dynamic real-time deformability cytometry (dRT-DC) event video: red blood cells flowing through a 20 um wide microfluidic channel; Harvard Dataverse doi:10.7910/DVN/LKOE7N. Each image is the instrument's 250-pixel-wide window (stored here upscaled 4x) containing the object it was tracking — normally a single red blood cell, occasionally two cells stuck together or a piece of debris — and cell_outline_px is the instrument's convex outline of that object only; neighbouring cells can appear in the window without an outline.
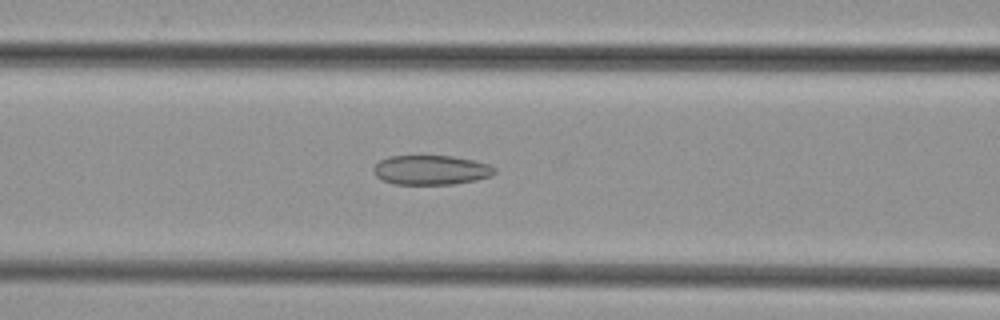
{"species": "common noctule bat (a hibernating species)", "species_latin": "Nyctalus noctula", "temperature_condition": "cold", "stored_images_in_passage": 44, "camera_frame_rate_fps": 3000, "um_per_image_px": 0.085, "animal": {"sex": "female", "body_mass_g": 29.2, "forearm_length_mm": 56.3}, "frame": {"image": 1, "passage_image": 16, "time_ms": 5.0, "image_size_px": [1000, 320], "cell_outline_px": [[496, 172], [492, 176], [476, 180], [452, 184], [392, 184], [376, 176], [372, 168], [380, 160], [388, 156], [452, 156], [472, 160], [488, 164], [496, 168]], "centroid_in_image_um": [36.64, 14.45], "position_along_channel_um": 130.0, "area_um2": 20.81}}
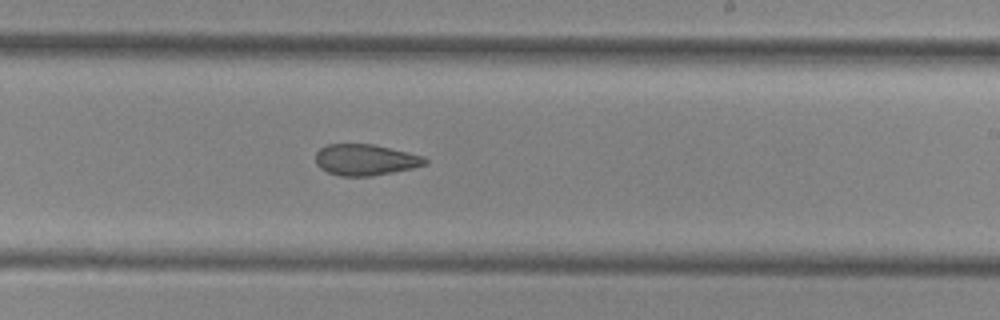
{"frame": {"image": 2, "passage_image": 25, "time_ms": 8.0, "image_size_px": [1000, 320], "cell_outline_px": [[428, 164], [412, 168], [372, 176], [340, 176], [328, 172], [320, 168], [316, 164], [316, 152], [320, 148], [328, 144], [372, 144], [408, 152], [424, 156], [428, 160]], "centroid_in_image_um": [31.06, 13.58], "position_along_channel_um": 257.9, "area_um2": 19.88}}
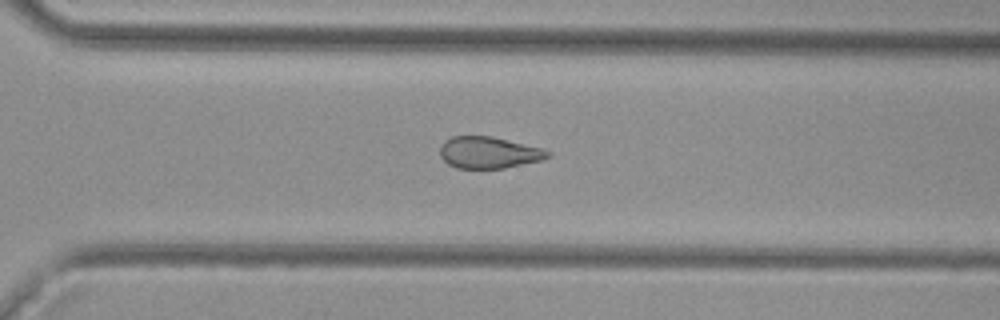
{"frame": {"image": 3, "passage_image": 30, "time_ms": 9.667, "image_size_px": [1000, 320], "cell_outline_px": [[552, 156], [544, 160], [504, 168], [456, 168], [448, 164], [440, 156], [440, 144], [444, 140], [452, 136], [492, 136], [540, 148], [552, 152]], "centroid_in_image_um": [41.54, 12.97], "position_along_channel_um": 329.1, "area_um2": 20.0}}